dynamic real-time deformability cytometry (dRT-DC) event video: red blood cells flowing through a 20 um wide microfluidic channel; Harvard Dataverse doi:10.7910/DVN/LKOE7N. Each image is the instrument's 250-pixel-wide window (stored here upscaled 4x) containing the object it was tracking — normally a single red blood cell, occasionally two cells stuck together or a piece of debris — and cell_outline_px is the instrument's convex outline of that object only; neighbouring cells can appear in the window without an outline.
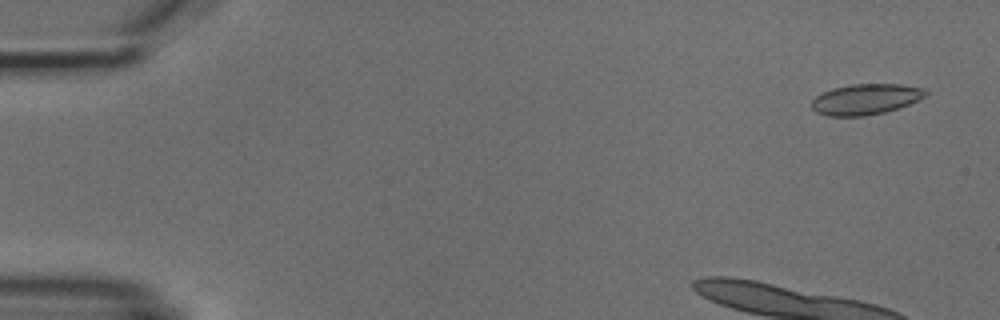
{"species": "common noctule bat (a hibernating species)", "species_latin": "Nyctalus noctula", "temperature_condition": "cold", "stored_images_in_passage": 5, "camera_frame_rate_fps": 3000, "um_per_image_px": 0.085, "animal": {"sex": "male", "body_mass_g": 18.8}, "frame": {"image": 1, "passage_image": 1, "time_ms": 0.0, "image_size_px": [1000, 320], "cell_outline_px": [[928, 92], [924, 96], [900, 108], [884, 112], [864, 116], [828, 116], [816, 112], [812, 108], [812, 100], [816, 96], [832, 88], [852, 84], [900, 84], [924, 88]], "centroid_in_image_um": [73.57, 8.43], "position_along_channel_um": 11.4, "area_um2": 20.29}}